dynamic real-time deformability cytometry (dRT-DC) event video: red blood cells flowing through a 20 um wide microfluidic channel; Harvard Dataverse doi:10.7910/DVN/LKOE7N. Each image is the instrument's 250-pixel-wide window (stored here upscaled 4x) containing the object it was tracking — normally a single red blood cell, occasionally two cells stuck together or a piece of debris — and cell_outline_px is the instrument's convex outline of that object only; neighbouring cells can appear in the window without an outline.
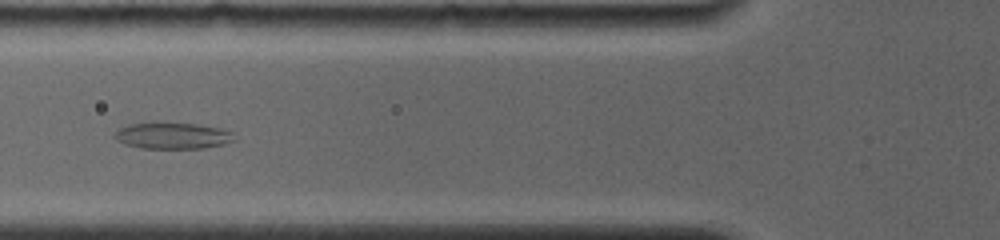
{"species": "common noctule bat (a hibernating species)", "species_latin": "Nyctalus noctula", "temperature_condition": "room temperature", "stored_images_in_passage": 14, "camera_frame_rate_fps": 4000, "um_per_image_px": 0.085, "animal": {"sex": "female", "body_mass_g": 19.0, "forearm_length_mm": 56.7}, "frame": {"image": 1, "passage_image": 5, "time_ms": 1.0, "image_size_px": [1000, 240], "cell_outline_px": [[236, 140], [224, 144], [204, 148], [140, 148], [124, 144], [116, 140], [112, 136], [120, 128], [128, 124], [156, 120], [196, 124], [220, 128], [232, 132]], "centroid_in_image_um": [14.62, 11.5], "position_along_channel_um": 111.2, "area_um2": 19.02}}
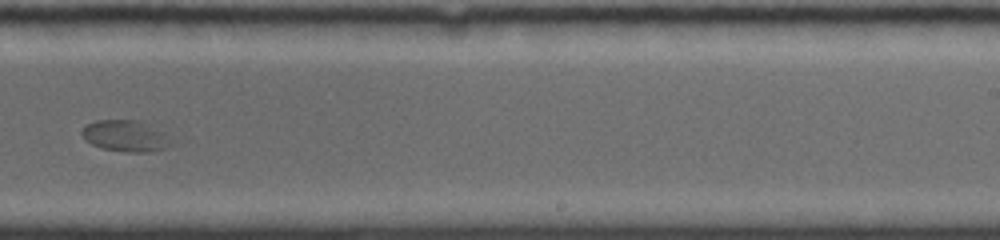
{"frame": {"image": 2, "passage_image": 9, "time_ms": 2.0, "image_size_px": [1000, 240], "cell_outline_px": [[168, 148], [152, 152], [124, 152], [100, 148], [84, 140], [80, 132], [88, 124], [96, 120], [144, 120], [168, 136]], "centroid_in_image_um": [10.64, 11.55], "position_along_channel_um": 278.4, "area_um2": 16.42}}
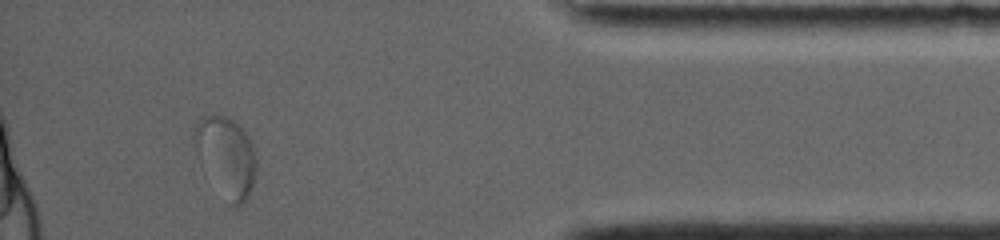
{"frame": {"image": 3, "passage_image": 13, "time_ms": 3.0, "image_size_px": [1000, 240], "cell_outline_px": [[256, 168], [252, 188], [244, 204], [236, 208], [232, 208], [228, 204], [196, 144], [196, 124], [204, 116], [224, 116], [232, 120], [248, 136], [256, 160]], "centroid_in_image_um": [19.34, 13.35], "position_along_channel_um": 415.9, "area_um2": 26.7}}